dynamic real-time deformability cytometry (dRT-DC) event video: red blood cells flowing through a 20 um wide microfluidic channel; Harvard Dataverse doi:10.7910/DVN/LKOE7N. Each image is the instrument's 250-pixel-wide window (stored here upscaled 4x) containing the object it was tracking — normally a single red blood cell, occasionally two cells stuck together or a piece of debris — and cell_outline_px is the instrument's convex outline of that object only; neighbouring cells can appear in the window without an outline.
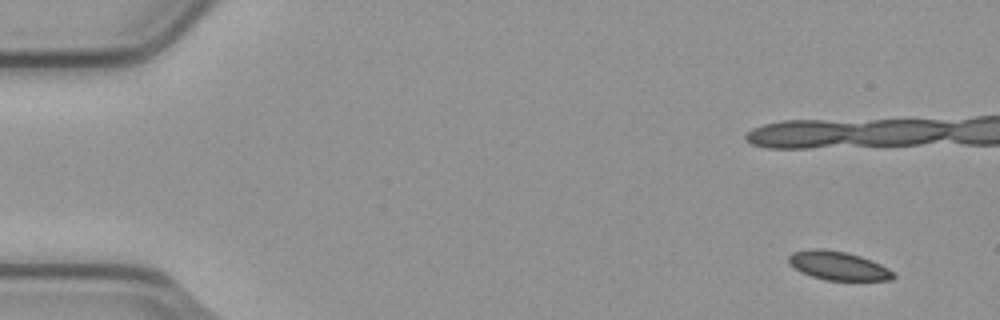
{"species": "common noctule bat (a hibernating species)", "species_latin": "Nyctalus noctula", "temperature_condition": "cold", "stored_images_in_passage": 7, "camera_frame_rate_fps": 3000, "um_per_image_px": 0.085, "animal": {"sex": "male", "body_mass_g": 23.1, "forearm_length_mm": 52.7}, "frame": {"image": 1, "passage_image": 1, "time_ms": 0.0, "image_size_px": [1000, 320], "cell_outline_px": [[896, 276], [892, 280], [824, 280], [800, 272], [788, 264], [788, 256], [792, 252], [812, 248], [820, 248], [844, 252], [860, 256], [880, 264], [896, 272]], "centroid_in_image_um": [71.23, 22.59], "position_along_channel_um": 13.8, "area_um2": 17.63}}
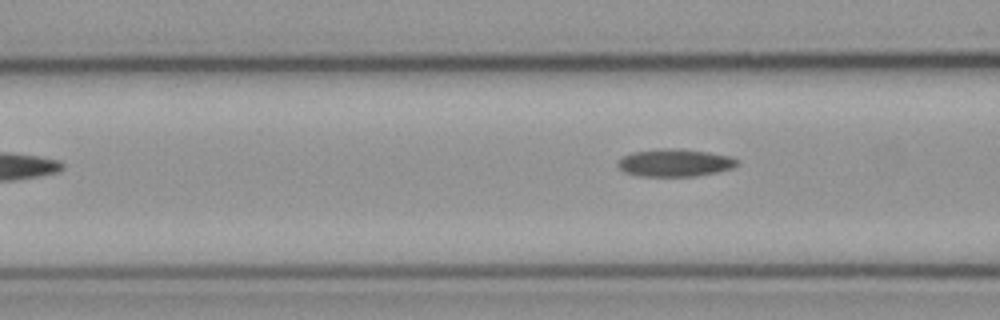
{"frame": {"image": 2, "passage_image": 7, "time_ms": 2.0, "image_size_px": [1000, 320], "cell_outline_px": [[740, 164], [732, 168], [716, 172], [696, 176], [640, 176], [624, 172], [616, 164], [616, 160], [620, 156], [632, 152], [668, 148], [672, 148], [708, 152], [732, 156], [740, 160]], "centroid_in_image_um": [57.36, 13.83], "position_along_channel_um": 109.2, "area_um2": 19.36}}